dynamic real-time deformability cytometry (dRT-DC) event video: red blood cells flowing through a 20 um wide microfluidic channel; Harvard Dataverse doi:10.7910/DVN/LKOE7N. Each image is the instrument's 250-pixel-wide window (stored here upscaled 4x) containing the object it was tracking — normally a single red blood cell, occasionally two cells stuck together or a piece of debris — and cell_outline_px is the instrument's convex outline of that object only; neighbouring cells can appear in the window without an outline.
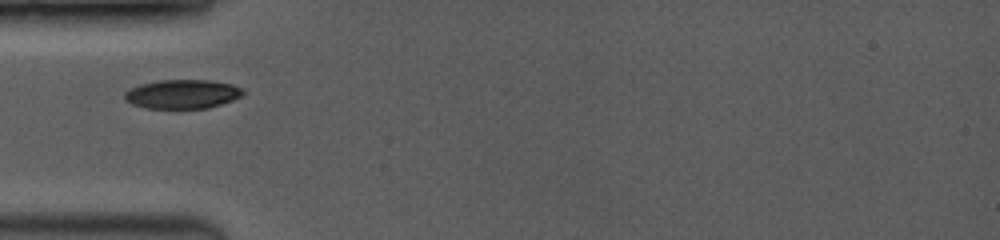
{"species": "common noctule bat (a hibernating species)", "species_latin": "Nyctalus noctula", "temperature_condition": "room temperature", "stored_images_in_passage": 2, "camera_frame_rate_fps": 3500, "um_per_image_px": 0.085, "animal": {"sex": "female", "body_mass_g": 19.0, "forearm_length_mm": 53.3}, "frame": {"image": 1, "passage_image": 1, "time_ms": 0.0, "image_size_px": [1000, 240], "cell_outline_px": [[244, 96], [208, 108], [148, 108], [132, 104], [124, 100], [124, 92], [140, 84], [160, 80], [208, 80], [232, 84], [244, 88]], "centroid_in_image_um": [15.53, 7.99], "position_along_channel_um": 69.5, "area_um2": 20.06}}